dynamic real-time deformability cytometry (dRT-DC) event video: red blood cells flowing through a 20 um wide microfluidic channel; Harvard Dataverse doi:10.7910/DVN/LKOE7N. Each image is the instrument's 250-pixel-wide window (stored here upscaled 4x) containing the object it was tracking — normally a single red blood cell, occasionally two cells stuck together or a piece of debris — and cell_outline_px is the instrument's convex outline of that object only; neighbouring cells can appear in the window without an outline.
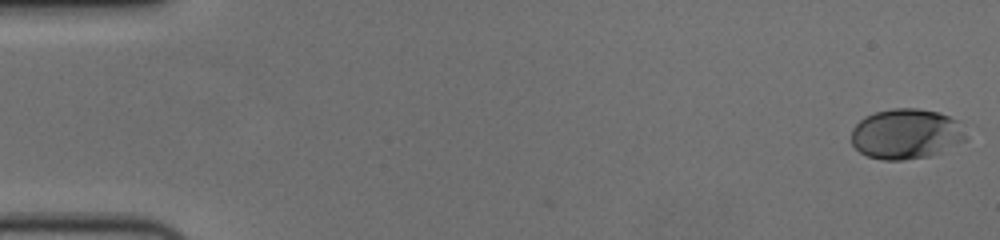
{"species": "human", "species_latin": "Homo sapiens", "temperature_condition": "cold", "stored_images_in_passage": 57, "camera_frame_rate_fps": 3000, "um_per_image_px": 0.085, "donor": {"sex": "female"}, "frame": {"image": 1, "passage_image": 1, "time_ms": 0.0, "image_size_px": [1000, 240], "cell_outline_px": [[968, 140], [928, 156], [904, 160], [884, 160], [868, 156], [860, 152], [852, 144], [852, 128], [864, 116], [872, 112], [892, 108], [920, 108], [936, 112], [960, 120], [968, 136]], "centroid_in_image_um": [77.04, 11.36], "position_along_channel_um": 8.0, "area_um2": 33.87}}
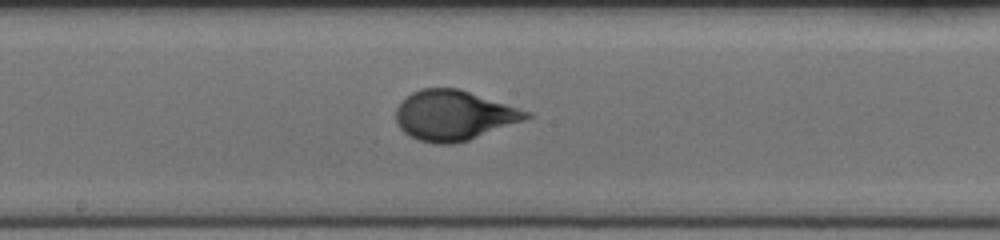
{"frame": {"image": 2, "passage_image": 31, "time_ms": 10.0, "image_size_px": [1000, 240], "cell_outline_px": [[532, 116], [524, 120], [468, 140], [456, 144], [436, 144], [420, 140], [404, 132], [400, 128], [396, 120], [396, 108], [412, 92], [420, 88], [460, 88], [532, 112]], "centroid_in_image_um": [38.59, 9.79], "position_along_channel_um": 209.6, "area_um2": 37.8}}
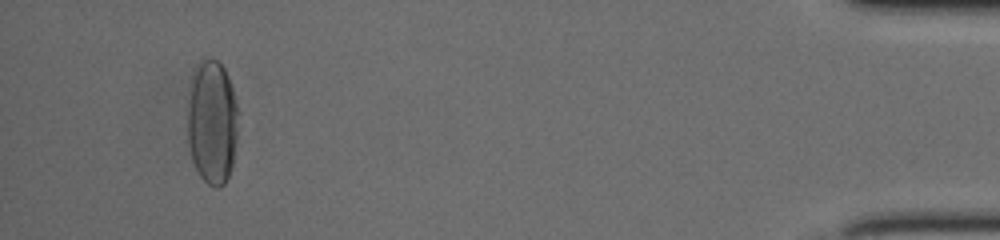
{"frame": {"image": 3, "passage_image": 54, "time_ms": 17.667, "image_size_px": [1000, 240], "cell_outline_px": [[240, 112], [232, 164], [228, 176], [224, 184], [220, 188], [216, 188], [208, 184], [200, 176], [192, 160], [188, 144], [188, 100], [192, 76], [196, 64], [204, 56], [212, 56], [224, 68], [232, 88]], "centroid_in_image_um": [18.03, 10.34], "position_along_channel_um": 417.2, "area_um2": 37.22}, "authors_computed_cell_mechanics": {"area_um2": 35.9516, "velocity_mm_per_s": 3.6429, "shape_relaxation_time_tau1_ms": 3.8899, "shape_relaxation_time_tau2_ms": null, "deformation_change_tau1": 0.1871, "deformation_change_tau2": null}}